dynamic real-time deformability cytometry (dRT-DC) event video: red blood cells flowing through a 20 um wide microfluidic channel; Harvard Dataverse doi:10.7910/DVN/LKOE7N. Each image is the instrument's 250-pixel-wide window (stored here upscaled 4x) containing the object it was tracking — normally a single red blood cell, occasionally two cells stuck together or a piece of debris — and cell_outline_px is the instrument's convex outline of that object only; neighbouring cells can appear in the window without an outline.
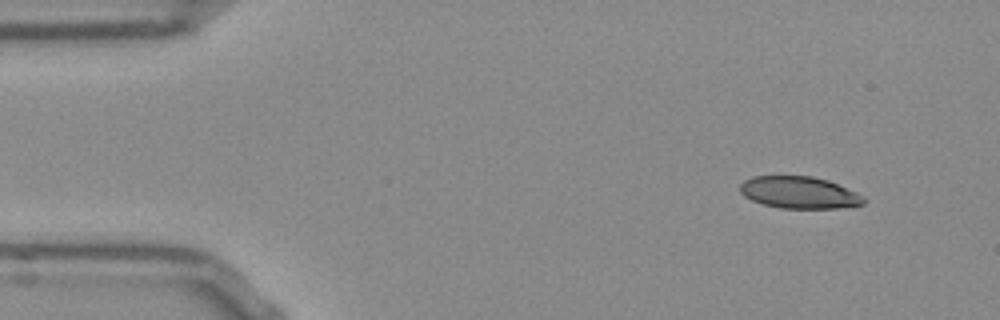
{"species": "Egyptian fruit bat (a non-hibernating species)", "species_latin": "Rousettus aegyptiacus", "temperature_condition": "room temperature", "stored_images_in_passage": 48, "camera_frame_rate_fps": 3000, "um_per_image_px": 0.085, "frame": {"image": 1, "passage_image": 1, "time_ms": 0.0, "image_size_px": [1000, 320], "cell_outline_px": [[868, 200], [864, 204], [852, 208], [780, 208], [764, 204], [752, 200], [744, 196], [740, 192], [740, 184], [744, 180], [752, 176], [812, 176], [828, 180], [856, 192], [864, 196]], "centroid_in_image_um": [67.98, 16.37], "position_along_channel_um": 17.0, "area_um2": 23.29}}
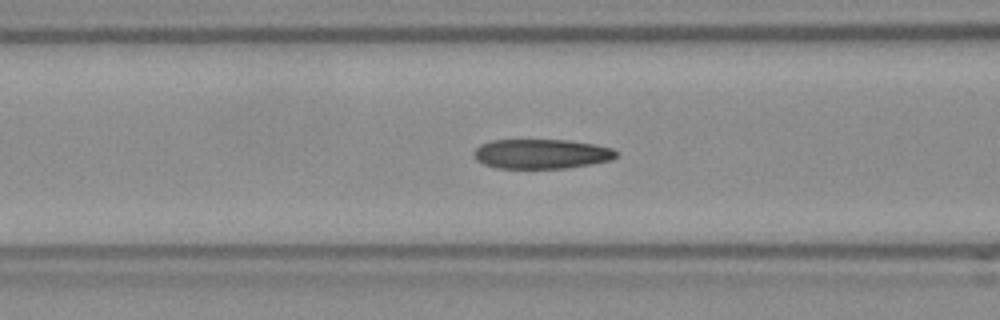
{"frame": {"image": 2, "passage_image": 16, "time_ms": 5.0, "image_size_px": [1000, 320], "cell_outline_px": [[616, 156], [612, 160], [592, 164], [568, 168], [496, 168], [484, 164], [476, 160], [472, 152], [480, 144], [492, 140], [568, 140], [596, 144], [612, 148], [616, 152]], "centroid_in_image_um": [46.01, 13.08], "position_along_channel_um": 120.6, "area_um2": 24.74}}
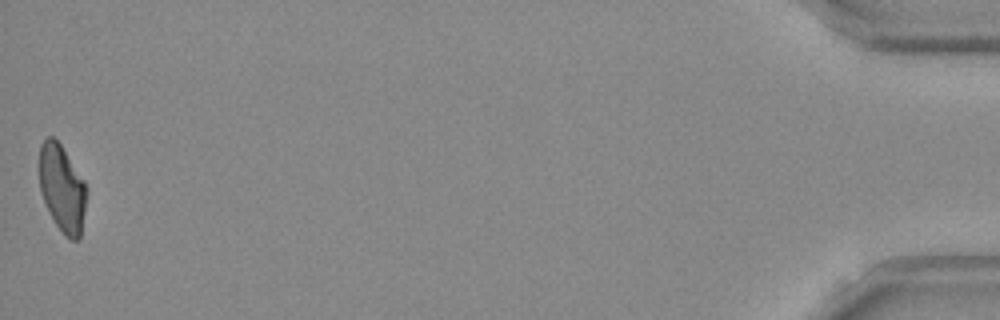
{"frame": {"image": 3, "passage_image": 48, "time_ms": 15.667, "image_size_px": [1000, 320], "cell_outline_px": [[88, 192], [80, 240], [72, 240], [56, 224], [40, 192], [40, 144], [48, 136], [52, 136], [60, 144], [84, 180]], "centroid_in_image_um": [5.31, 16.0], "position_along_channel_um": 429.9, "area_um2": 23.64}, "authors_computed_cell_mechanics": {"area_um2": 24.9118, "velocity_mm_per_s": 3.8552, "shape_relaxation_time_tau1_ms": 5.8368, "shape_relaxation_time_tau2_ms": 1.0021, "deformation_change_tau1": 0.1954, "deformation_change_tau2": 0.0683}}